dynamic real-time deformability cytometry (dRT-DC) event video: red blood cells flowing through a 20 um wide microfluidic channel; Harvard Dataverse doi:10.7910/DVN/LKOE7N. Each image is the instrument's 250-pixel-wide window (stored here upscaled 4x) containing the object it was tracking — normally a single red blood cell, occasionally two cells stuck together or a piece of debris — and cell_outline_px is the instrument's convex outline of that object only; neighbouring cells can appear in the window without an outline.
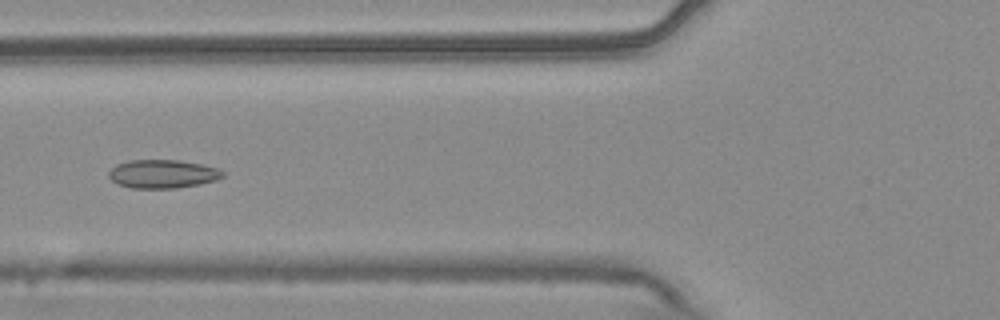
{"species": "common noctule bat (a hibernating species)", "species_latin": "Nyctalus noctula", "temperature_condition": "warm", "stored_images_in_passage": 53, "camera_frame_rate_fps": 3000, "um_per_image_px": 0.085, "animal": {"sex": "male", "body_mass_g": 20.4}, "frame": {"image": 1, "passage_image": 20, "time_ms": 6.333, "image_size_px": [1000, 320], "cell_outline_px": [[224, 176], [216, 180], [200, 184], [176, 188], [132, 188], [116, 184], [108, 176], [108, 172], [116, 164], [128, 160], [180, 160], [200, 164], [216, 168], [224, 172]], "centroid_in_image_um": [13.79, 14.78], "position_along_channel_um": 112.0, "area_um2": 18.96}}
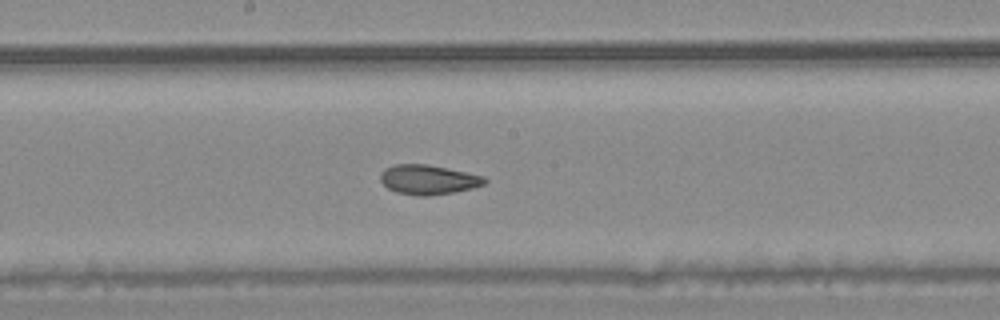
{"frame": {"image": 2, "passage_image": 28, "time_ms": 9.0, "image_size_px": [1000, 320], "cell_outline_px": [[488, 180], [484, 184], [472, 188], [452, 192], [428, 196], [416, 196], [396, 192], [388, 188], [380, 180], [380, 172], [384, 168], [392, 164], [428, 164], [448, 168], [484, 176]], "centroid_in_image_um": [36.37, 15.26], "position_along_channel_um": 211.8, "area_um2": 18.09}}
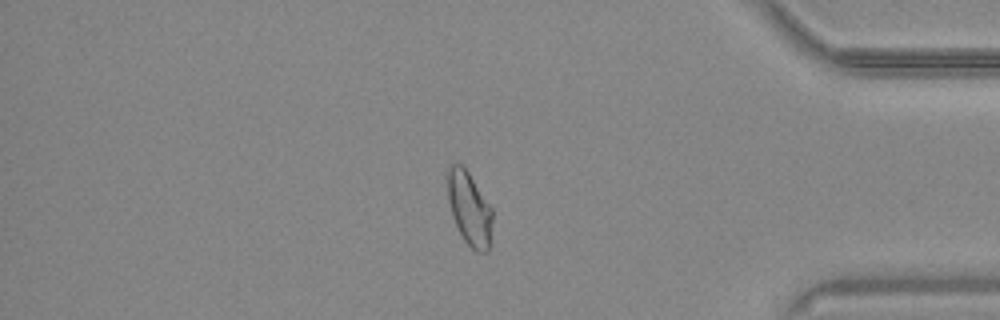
{"frame": {"image": 3, "passage_image": 45, "time_ms": 14.667, "image_size_px": [1000, 320], "cell_outline_px": [[492, 244], [488, 252], [476, 252], [464, 240], [452, 216], [448, 200], [444, 176], [448, 168], [452, 164], [460, 164], [468, 172], [492, 208]], "centroid_in_image_um": [39.89, 17.73], "position_along_channel_um": 395.3, "area_um2": 19.65}, "authors_computed_cell_mechanics": {"area_um2": 19.7098, "velocity_mm_per_s": 3.744, "shape_relaxation_time_tau1_ms": null, "shape_relaxation_time_tau2_ms": 1.2547, "deformation_change_tau1": null, "deformation_change_tau2": 0.0686}}